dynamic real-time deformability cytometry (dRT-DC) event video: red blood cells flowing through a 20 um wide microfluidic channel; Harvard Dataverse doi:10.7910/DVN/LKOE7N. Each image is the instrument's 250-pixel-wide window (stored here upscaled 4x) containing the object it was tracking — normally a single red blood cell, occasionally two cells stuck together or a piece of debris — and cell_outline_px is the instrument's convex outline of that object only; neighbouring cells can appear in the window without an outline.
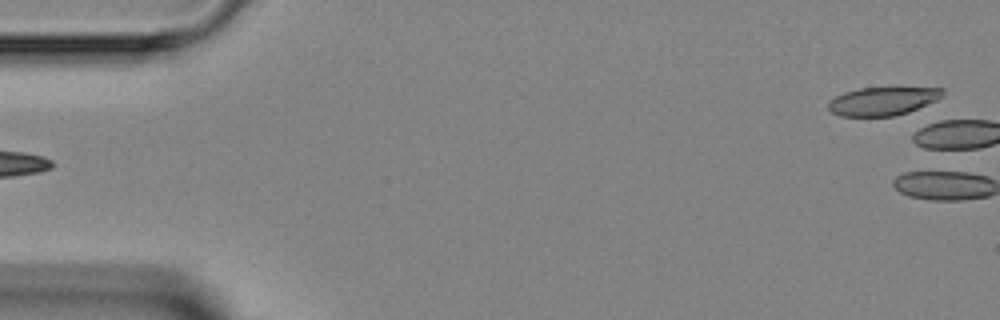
{"species": "Egyptian fruit bat (a non-hibernating species)", "species_latin": "Rousettus aegyptiacus", "temperature_condition": "room temperature", "stored_images_in_passage": 3, "segment_of_instrument_passage": [2, 2], "camera_frame_rate_fps": 3000, "um_per_image_px": 0.085, "animal": {"sex": "female"}, "frame": {"image": 1, "passage_image": 3, "time_ms": 2.333, "image_size_px": [1000, 320], "cell_outline_px": [[944, 92], [936, 100], [908, 112], [896, 116], [840, 116], [832, 112], [828, 108], [828, 104], [836, 96], [844, 92], [860, 88], [944, 88]], "centroid_in_image_um": [75.01, 8.6], "position_along_channel_um": 10.0, "area_um2": 18.55}}